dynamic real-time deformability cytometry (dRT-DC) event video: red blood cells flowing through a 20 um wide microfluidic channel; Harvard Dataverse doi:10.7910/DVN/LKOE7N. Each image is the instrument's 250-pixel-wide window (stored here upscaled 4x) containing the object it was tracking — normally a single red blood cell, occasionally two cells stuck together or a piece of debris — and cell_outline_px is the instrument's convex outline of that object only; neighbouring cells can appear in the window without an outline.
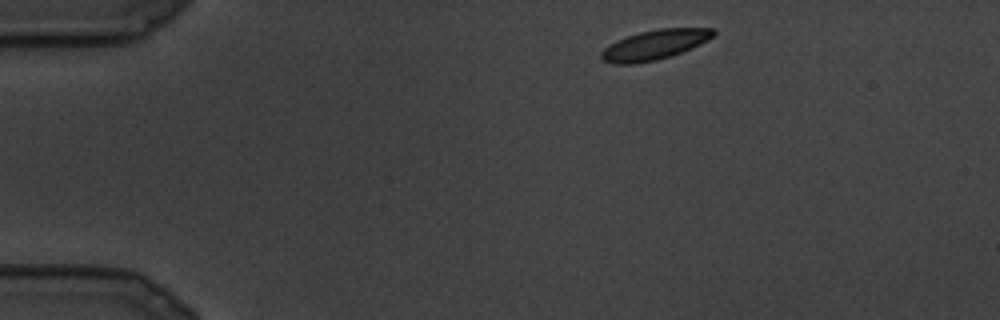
{"species": "common noctule bat (a hibernating species)", "species_latin": "Nyctalus noctula", "temperature_condition": "cold", "stored_images_in_passage": 24, "camera_frame_rate_fps": 3000, "um_per_image_px": 0.085, "animal": {"sex": "male", "body_mass_g": 19.5, "forearm_length_mm": 54.6}, "frame": {"image": 1, "passage_image": 1, "time_ms": 0.0, "image_size_px": [1000, 320], "cell_outline_px": [[716, 32], [708, 40], [692, 48], [672, 56], [656, 60], [636, 64], [612, 64], [604, 60], [600, 56], [600, 52], [604, 48], [616, 40], [640, 32], [660, 28], [716, 28]], "centroid_in_image_um": [55.64, 3.81], "position_along_channel_um": 29.4, "area_um2": 19.54}}
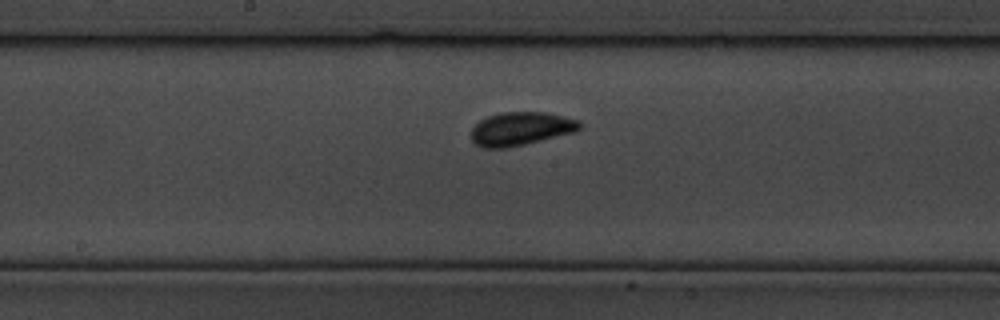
{"frame": {"image": 2, "passage_image": 11, "time_ms": 3.333, "image_size_px": [1000, 320], "cell_outline_px": [[580, 128], [576, 132], [524, 144], [504, 148], [484, 148], [476, 144], [472, 140], [472, 128], [480, 120], [488, 116], [504, 112], [544, 112], [580, 120]], "centroid_in_image_um": [44.28, 10.94], "position_along_channel_um": 203.9, "area_um2": 20.92}}
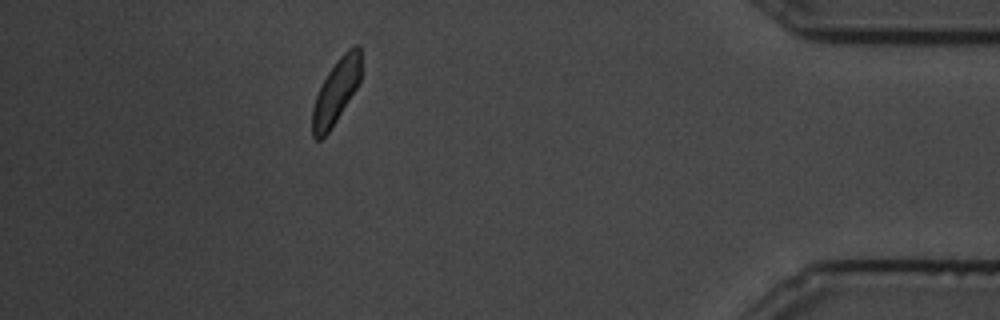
{"frame": {"image": 3, "passage_image": 21, "time_ms": 6.667, "image_size_px": [1000, 320], "cell_outline_px": [[360, 80], [356, 88], [332, 128], [320, 140], [316, 140], [312, 136], [312, 108], [316, 96], [328, 72], [336, 60], [348, 48], [356, 44], [360, 48]], "centroid_in_image_um": [28.55, 7.79], "position_along_channel_um": 406.7, "area_um2": 18.09}}